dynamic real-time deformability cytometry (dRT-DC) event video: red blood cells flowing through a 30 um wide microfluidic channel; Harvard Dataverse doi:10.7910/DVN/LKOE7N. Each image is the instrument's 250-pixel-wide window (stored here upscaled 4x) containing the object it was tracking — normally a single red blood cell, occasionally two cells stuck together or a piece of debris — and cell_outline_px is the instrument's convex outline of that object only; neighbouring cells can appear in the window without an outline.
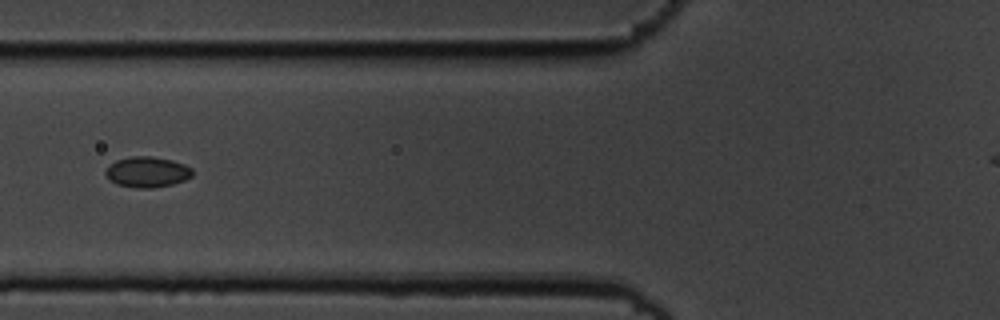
{"species": "common noctule bat (a hibernating species)", "species_latin": "Nyctalus noctula", "temperature_condition": "cold", "stored_images_in_passage": 6, "camera_frame_rate_fps": 3000, "um_per_image_px": 0.085, "animal": {"sex": "male", "body_mass_g": 19.5, "forearm_length_mm": 54.6}, "frame": {"image": 1, "passage_image": 6, "time_ms": 1.667, "image_size_px": [1000, 320], "cell_outline_px": [[192, 176], [184, 180], [172, 184], [152, 188], [136, 188], [116, 184], [104, 172], [116, 160], [132, 156], [152, 156], [172, 160], [184, 164], [192, 168]], "centroid_in_image_um": [12.54, 14.62], "position_along_channel_um": 113.3, "area_um2": 15.32}}